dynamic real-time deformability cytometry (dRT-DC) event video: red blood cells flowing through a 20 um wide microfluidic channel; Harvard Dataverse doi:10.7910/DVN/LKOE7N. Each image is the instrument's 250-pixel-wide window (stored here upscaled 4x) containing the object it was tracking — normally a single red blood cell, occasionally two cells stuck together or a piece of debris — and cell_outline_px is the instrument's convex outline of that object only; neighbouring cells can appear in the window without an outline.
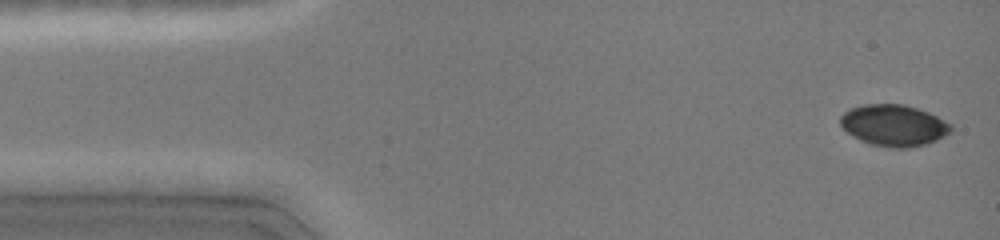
{"species": "common noctule bat (a hibernating species)", "species_latin": "Nyctalus noctula", "temperature_condition": "cold", "stored_images_in_passage": 8, "camera_frame_rate_fps": 3000, "um_per_image_px": 0.085, "animal": {"sex": "female", "body_mass_g": 19.0, "forearm_length_mm": 51.5}, "frame": {"image": 1, "passage_image": 1, "time_ms": 0.0, "image_size_px": [1000, 240], "cell_outline_px": [[952, 132], [928, 144], [908, 148], [892, 148], [872, 144], [860, 140], [848, 132], [840, 124], [840, 116], [844, 112], [852, 108], [864, 104], [904, 104], [928, 112], [952, 124]], "centroid_in_image_um": [76.0, 10.66], "position_along_channel_um": 9.0, "area_um2": 26.65}}